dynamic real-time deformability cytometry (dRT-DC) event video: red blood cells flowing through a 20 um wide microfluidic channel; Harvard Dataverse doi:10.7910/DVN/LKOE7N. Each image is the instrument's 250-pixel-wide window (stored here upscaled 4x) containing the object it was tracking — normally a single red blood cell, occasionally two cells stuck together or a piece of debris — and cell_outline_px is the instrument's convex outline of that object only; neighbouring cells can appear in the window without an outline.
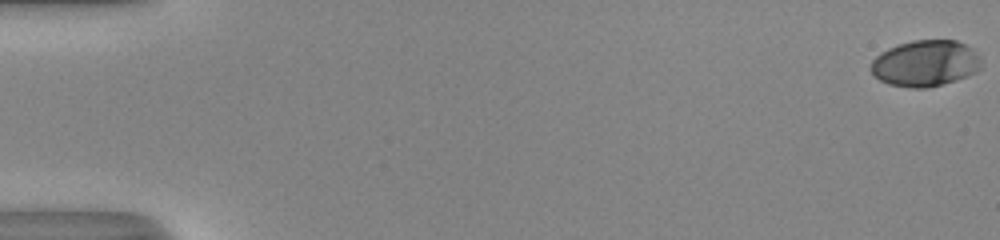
{"species": "human", "species_latin": "Homo sapiens", "temperature_condition": "room temperature", "stored_images_in_passage": 54, "camera_frame_rate_fps": 3000, "um_per_image_px": 0.085, "donor": {"sex": "male"}, "frame": {"image": 1, "passage_image": 1, "time_ms": 0.0, "image_size_px": [1000, 240], "cell_outline_px": [[980, 68], [976, 72], [956, 80], [928, 88], [912, 88], [888, 84], [880, 80], [868, 68], [872, 60], [880, 52], [888, 48], [912, 40], [956, 40], [972, 48], [980, 56]], "centroid_in_image_um": [78.63, 5.38], "position_along_channel_um": 6.4, "area_um2": 29.82}}
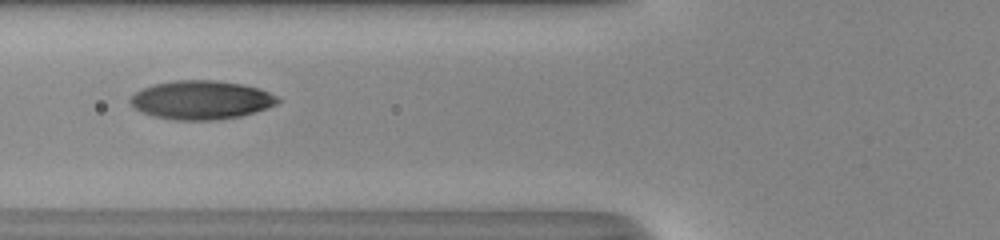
{"frame": {"image": 2, "passage_image": 23, "time_ms": 7.333, "image_size_px": [1000, 240], "cell_outline_px": [[280, 100], [276, 104], [268, 108], [240, 116], [216, 120], [176, 120], [156, 116], [144, 112], [136, 108], [128, 100], [136, 92], [152, 84], [176, 80], [216, 80], [240, 84], [260, 88], [276, 96]], "centroid_in_image_um": [17.12, 8.49], "position_along_channel_um": 108.7, "area_um2": 33.0}}
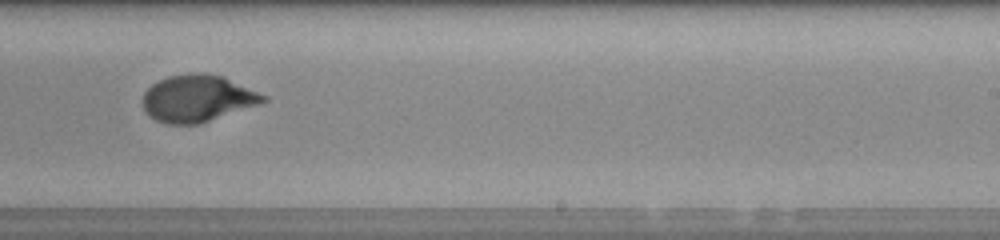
{"frame": {"image": 3, "passage_image": 35, "time_ms": 11.333, "image_size_px": [1000, 240], "cell_outline_px": [[268, 100], [260, 104], [200, 124], [168, 124], [156, 120], [148, 116], [144, 108], [144, 92], [152, 84], [168, 76], [200, 72], [220, 76], [268, 96]], "centroid_in_image_um": [16.79, 8.38], "position_along_channel_um": 272.2, "area_um2": 32.66}, "authors_computed_cell_mechanics": {"area_um2": 31.501, "velocity_mm_per_s": 4.1077, "shape_relaxation_time_tau1_ms": 4.607, "shape_relaxation_time_tau2_ms": 0.8359, "deformation_change_tau1": 0.1937, "deformation_change_tau2": 0.0506}}